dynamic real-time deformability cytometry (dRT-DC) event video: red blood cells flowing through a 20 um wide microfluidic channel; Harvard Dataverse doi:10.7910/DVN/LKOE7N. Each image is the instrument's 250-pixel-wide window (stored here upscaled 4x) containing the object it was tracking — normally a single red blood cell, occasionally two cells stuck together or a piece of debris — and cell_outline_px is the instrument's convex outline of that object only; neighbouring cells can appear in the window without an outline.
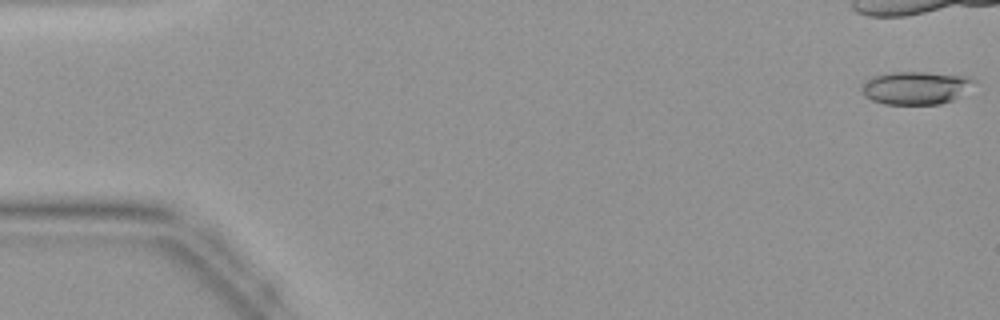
{"species": "common noctule bat (a hibernating species)", "species_latin": "Nyctalus noctula", "temperature_condition": "warm", "stored_images_in_passage": 9, "camera_frame_rate_fps": 3000, "um_per_image_px": 0.085, "animal": {"sex": "female", "body_mass_g": 19.9}, "frame": {"image": 1, "passage_image": 1, "time_ms": 0.0, "image_size_px": [1000, 320], "cell_outline_px": [[976, 80], [952, 100], [940, 104], [884, 104], [872, 100], [864, 96], [860, 92], [860, 88], [872, 76], [892, 72], [924, 72], [972, 76]], "centroid_in_image_um": [77.79, 7.46], "position_along_channel_um": 7.2, "area_um2": 21.39}}